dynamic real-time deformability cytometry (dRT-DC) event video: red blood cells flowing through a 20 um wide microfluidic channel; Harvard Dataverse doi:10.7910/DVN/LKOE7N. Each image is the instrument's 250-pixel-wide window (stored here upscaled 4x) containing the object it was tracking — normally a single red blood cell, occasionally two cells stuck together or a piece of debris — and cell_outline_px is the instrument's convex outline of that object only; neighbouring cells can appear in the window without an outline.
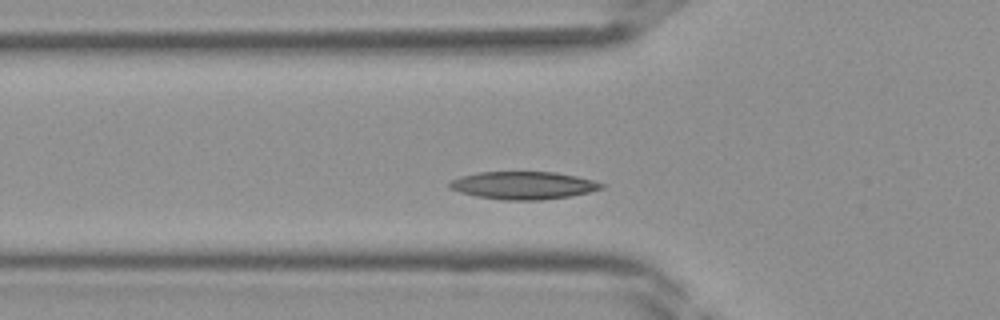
{"species": "Egyptian fruit bat (a non-hibernating species)", "species_latin": "Rousettus aegyptiacus", "temperature_condition": "room temperature", "stored_images_in_passage": 36, "camera_frame_rate_fps": 3000, "um_per_image_px": 0.085, "frame": {"image": 1, "passage_image": 7, "time_ms": 2.0, "image_size_px": [1000, 320], "cell_outline_px": [[604, 188], [588, 192], [568, 196], [540, 200], [504, 200], [476, 196], [460, 192], [448, 188], [448, 184], [452, 180], [460, 176], [476, 172], [556, 172], [576, 176], [592, 180], [604, 184]], "centroid_in_image_um": [44.44, 15.75], "position_along_channel_um": 81.4, "area_um2": 24.45}}
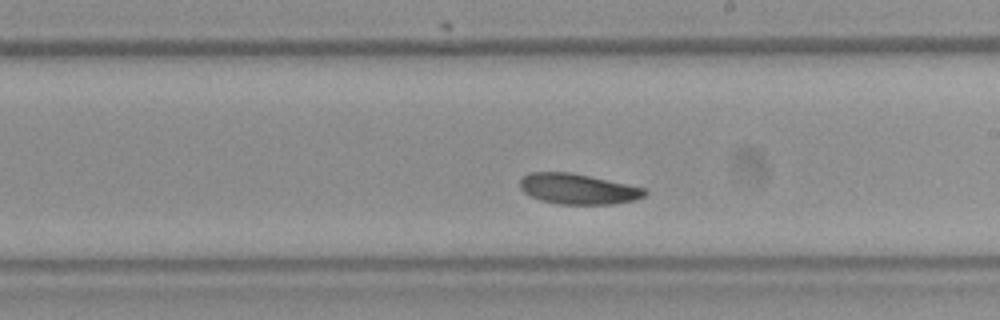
{"frame": {"image": 2, "passage_image": 17, "time_ms": 5.333, "image_size_px": [1000, 320], "cell_outline_px": [[648, 192], [644, 196], [632, 200], [612, 204], [560, 204], [540, 200], [524, 192], [520, 188], [520, 180], [528, 172], [572, 172], [648, 188]], "centroid_in_image_um": [49.15, 16.05], "position_along_channel_um": 239.9, "area_um2": 22.25}}
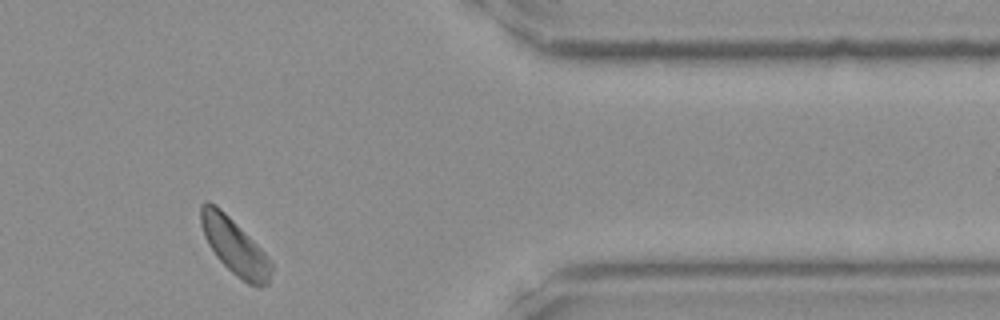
{"frame": {"image": 3, "passage_image": 28, "time_ms": 9.0, "image_size_px": [1000, 320], "cell_outline_px": [[272, 272], [268, 284], [256, 288], [248, 284], [236, 276], [216, 256], [208, 244], [204, 236], [200, 224], [200, 204], [204, 200], [208, 200], [216, 204], [272, 260]], "centroid_in_image_um": [19.93, 20.95], "position_along_channel_um": 391.5, "area_um2": 22.95}}